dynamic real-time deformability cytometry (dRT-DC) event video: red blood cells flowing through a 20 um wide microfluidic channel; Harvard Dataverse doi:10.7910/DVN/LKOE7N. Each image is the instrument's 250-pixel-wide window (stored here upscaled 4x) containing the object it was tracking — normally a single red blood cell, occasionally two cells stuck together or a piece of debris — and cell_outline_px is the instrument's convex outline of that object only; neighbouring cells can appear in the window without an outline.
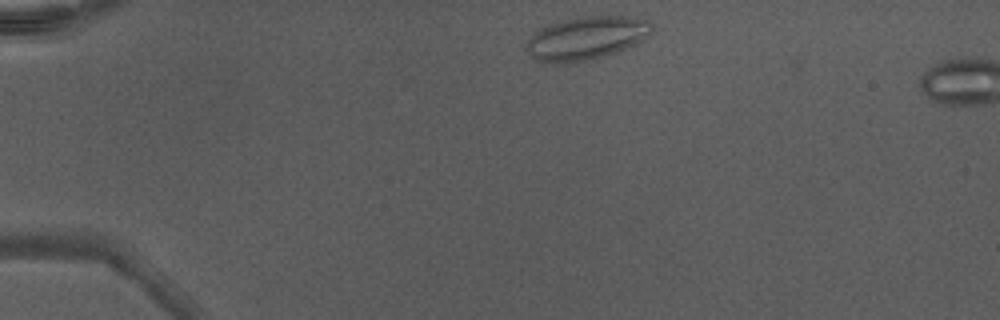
{"species": "Egyptian fruit bat (a non-hibernating species)", "species_latin": "Rousettus aegyptiacus", "temperature_condition": "warm", "stored_images_in_passage": 3, "segment_of_instrument_passage": [1, 2], "camera_frame_rate_fps": 3000, "um_per_image_px": 0.085, "animal": {"sex": "male"}, "frame": {"image": 1, "passage_image": 1, "time_ms": 0.0, "image_size_px": [1000, 320], "cell_outline_px": [[652, 32], [644, 40], [620, 52], [588, 60], [564, 64], [552, 64], [532, 60], [524, 48], [524, 44], [540, 28], [548, 24], [564, 20], [588, 16], [628, 16], [648, 20], [652, 24]], "centroid_in_image_um": [49.82, 3.27], "position_along_channel_um": 35.2, "area_um2": 32.19}}